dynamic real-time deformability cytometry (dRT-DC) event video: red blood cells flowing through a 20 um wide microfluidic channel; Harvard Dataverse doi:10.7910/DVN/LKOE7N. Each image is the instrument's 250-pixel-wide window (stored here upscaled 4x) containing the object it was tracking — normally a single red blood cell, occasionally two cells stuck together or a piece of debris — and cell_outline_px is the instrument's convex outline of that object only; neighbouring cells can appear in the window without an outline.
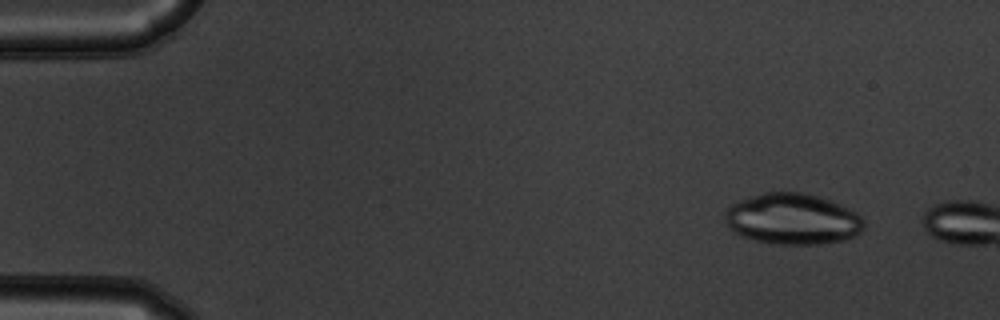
{"species": "common noctule bat (a hibernating species)", "species_latin": "Nyctalus noctula", "temperature_condition": "warm", "stored_images_in_passage": 4, "camera_frame_rate_fps": 3000, "um_per_image_px": 0.085, "animal": {"sex": "male", "body_mass_g": 19.5, "forearm_length_mm": 54.6}, "frame": {"image": 1, "passage_image": 1, "time_ms": 0.0, "image_size_px": [1000, 320], "cell_outline_px": [[864, 228], [856, 236], [844, 240], [820, 244], [776, 244], [756, 240], [732, 232], [728, 228], [724, 220], [724, 212], [732, 204], [740, 200], [764, 192], [800, 192], [832, 200], [856, 212], [864, 220]], "centroid_in_image_um": [67.37, 18.62], "position_along_channel_um": 17.6, "area_um2": 41.44}}